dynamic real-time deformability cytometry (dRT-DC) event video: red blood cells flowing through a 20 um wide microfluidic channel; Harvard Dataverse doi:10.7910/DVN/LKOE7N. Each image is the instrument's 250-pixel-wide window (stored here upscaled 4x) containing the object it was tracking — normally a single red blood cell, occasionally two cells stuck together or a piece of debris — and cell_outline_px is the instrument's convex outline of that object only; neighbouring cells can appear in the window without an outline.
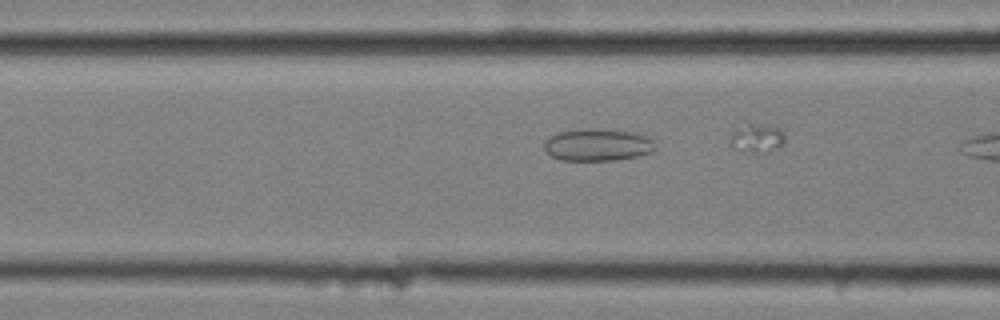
{"species": "common noctule bat (a hibernating species)", "species_latin": "Nyctalus noctula", "temperature_condition": "cold", "stored_images_in_passage": 6, "camera_frame_rate_fps": 3000, "um_per_image_px": 0.085, "animal": {"sex": "female", "body_mass_g": 25.1}, "frame": {"image": 1, "passage_image": 5, "time_ms": 1.333, "image_size_px": [1000, 320], "cell_outline_px": [[656, 148], [652, 152], [636, 156], [616, 160], [560, 160], [552, 156], [544, 148], [544, 140], [548, 136], [560, 132], [588, 128], [592, 128], [628, 132], [648, 136], [652, 140]], "centroid_in_image_um": [50.77, 12.31], "position_along_channel_um": 115.8, "area_um2": 20.69}}